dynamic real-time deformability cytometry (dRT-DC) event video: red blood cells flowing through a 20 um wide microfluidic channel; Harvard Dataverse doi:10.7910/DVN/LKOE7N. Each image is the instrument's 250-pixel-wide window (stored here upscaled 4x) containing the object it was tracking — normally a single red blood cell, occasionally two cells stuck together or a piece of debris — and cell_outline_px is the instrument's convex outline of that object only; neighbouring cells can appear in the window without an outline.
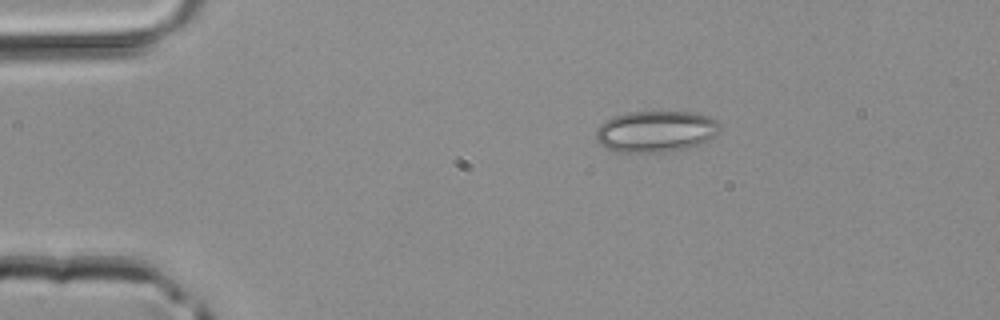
{"species": "common noctule bat (a hibernating species)", "species_latin": "Nyctalus noctula", "temperature_condition": "room temperature", "stored_images_in_passage": 38, "camera_frame_rate_fps": 3000, "um_per_image_px": 0.085, "animal": {"sex": "male", "body_mass_g": 20.4}, "frame": {"image": 1, "passage_image": 1, "time_ms": 0.0, "image_size_px": [1000, 320], "cell_outline_px": [[720, 128], [708, 140], [688, 148], [664, 152], [616, 152], [600, 144], [596, 140], [596, 128], [604, 120], [612, 116], [628, 112], [696, 112], [708, 116], [716, 120], [720, 124]], "centroid_in_image_um": [55.7, 11.16], "position_along_channel_um": 29.3, "area_um2": 29.94}}
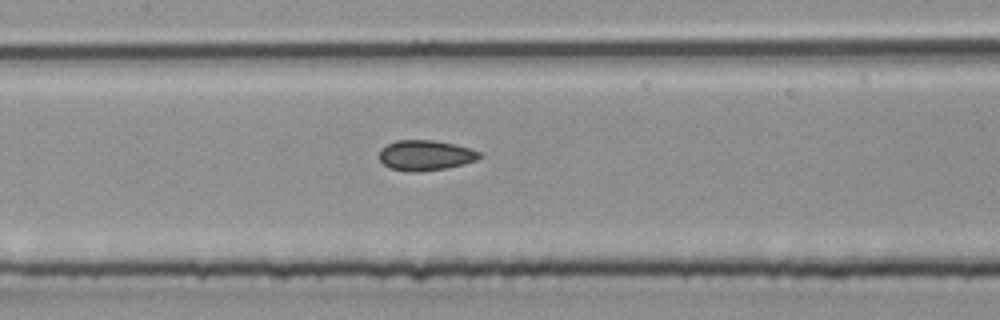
{"frame": {"image": 2, "passage_image": 14, "time_ms": 4.333, "image_size_px": [1000, 320], "cell_outline_px": [[484, 156], [476, 160], [464, 164], [444, 168], [420, 172], [408, 172], [388, 168], [380, 160], [380, 148], [396, 140], [436, 140], [468, 148], [480, 152]], "centroid_in_image_um": [36.15, 13.21], "position_along_channel_um": 171.3, "area_um2": 17.74}}
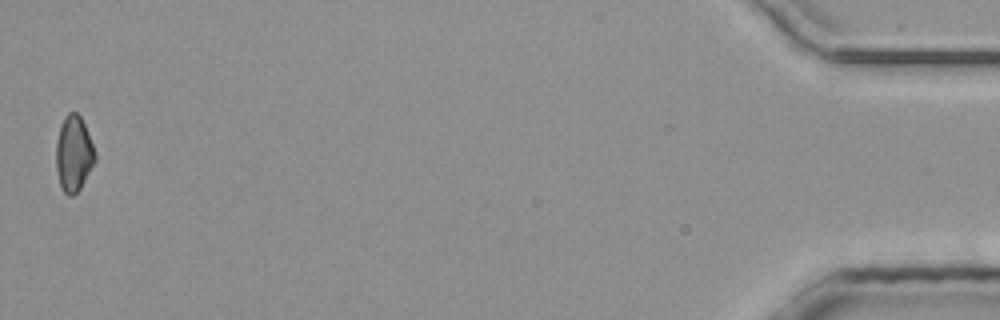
{"frame": {"image": 3, "passage_image": 37, "time_ms": 12.0, "image_size_px": [1000, 320], "cell_outline_px": [[96, 160], [80, 188], [72, 196], [68, 196], [64, 192], [60, 184], [56, 168], [56, 140], [64, 116], [68, 112], [76, 112], [80, 116], [84, 124], [96, 152]], "centroid_in_image_um": [6.26, 13.05], "position_along_channel_um": 428.9, "area_um2": 17.11}}